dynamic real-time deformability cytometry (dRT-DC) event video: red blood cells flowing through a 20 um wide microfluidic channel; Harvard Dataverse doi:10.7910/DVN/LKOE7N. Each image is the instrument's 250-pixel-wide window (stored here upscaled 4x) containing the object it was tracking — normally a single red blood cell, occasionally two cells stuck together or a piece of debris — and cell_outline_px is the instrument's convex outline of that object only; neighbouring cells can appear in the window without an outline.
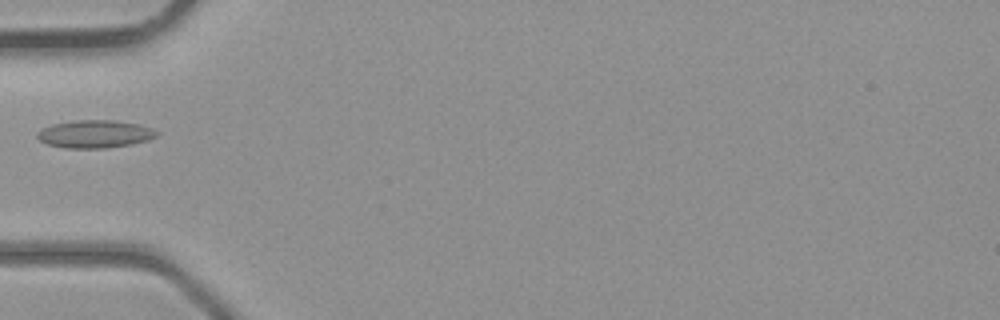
{"species": "common noctule bat (a hibernating species)", "species_latin": "Nyctalus noctula", "temperature_condition": "room temperature", "stored_images_in_passage": 4, "camera_frame_rate_fps": 3000, "um_per_image_px": 0.085, "animal": {"sex": "male", "body_mass_g": 23.1, "forearm_length_mm": 52.7}, "frame": {"image": 1, "passage_image": 4, "time_ms": 3.333, "image_size_px": [1000, 320], "cell_outline_px": [[160, 132], [156, 136], [148, 140], [132, 144], [104, 148], [68, 148], [48, 144], [40, 140], [36, 136], [36, 132], [52, 124], [76, 120], [112, 120], [140, 124], [152, 128]], "centroid_in_image_um": [8.09, 11.38], "position_along_channel_um": 76.9, "area_um2": 19.31}}